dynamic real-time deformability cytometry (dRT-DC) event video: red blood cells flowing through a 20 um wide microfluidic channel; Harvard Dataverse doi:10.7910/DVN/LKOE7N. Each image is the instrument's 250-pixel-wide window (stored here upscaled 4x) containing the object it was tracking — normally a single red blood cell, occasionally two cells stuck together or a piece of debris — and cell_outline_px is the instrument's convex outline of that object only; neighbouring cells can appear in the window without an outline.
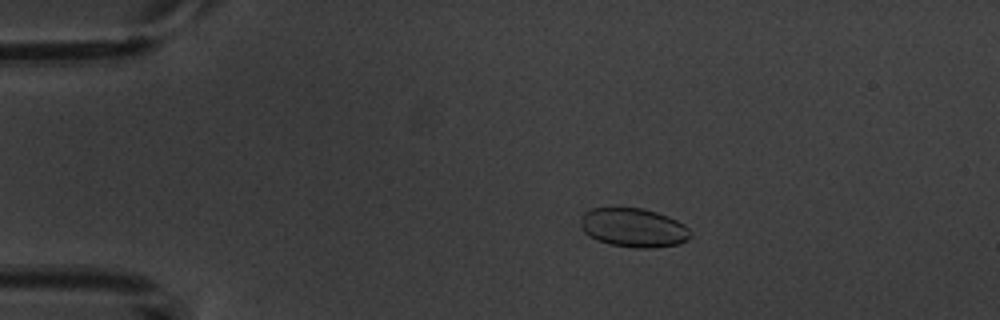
{"species": "common noctule bat (a hibernating species)", "species_latin": "Nyctalus noctula", "temperature_condition": "warm", "stored_images_in_passage": 9, "camera_frame_rate_fps": 3000, "um_per_image_px": 0.085, "animal": {"sex": "male", "body_mass_g": 20.1, "forearm_length_mm": 53.5}, "frame": {"image": 1, "passage_image": 3, "time_ms": 2.667, "image_size_px": [1000, 320], "cell_outline_px": [[692, 236], [688, 240], [680, 244], [652, 248], [636, 248], [608, 244], [596, 240], [588, 236], [580, 228], [580, 216], [588, 208], [644, 208], [668, 216], [684, 224], [692, 232]], "centroid_in_image_um": [53.83, 19.36], "position_along_channel_um": 31.2, "area_um2": 25.43}}
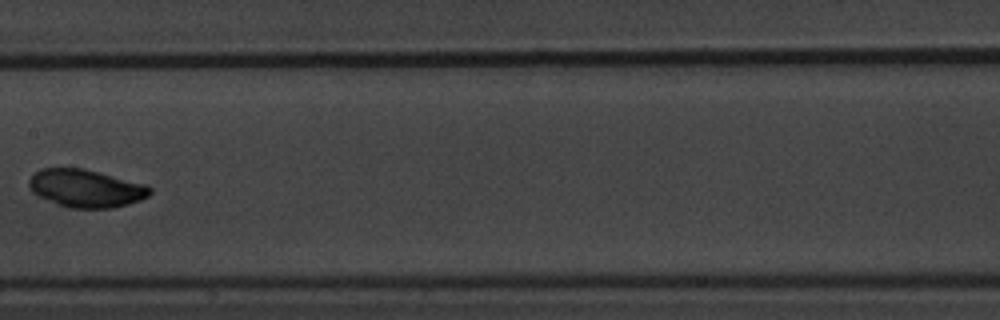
{"frame": {"image": 2, "passage_image": 8, "time_ms": 8.667, "image_size_px": [1000, 320], "cell_outline_px": [[152, 192], [148, 196], [140, 200], [128, 204], [112, 208], [68, 208], [56, 204], [32, 192], [28, 184], [28, 180], [40, 168], [84, 168], [148, 184], [152, 188]], "centroid_in_image_um": [7.34, 16.0], "position_along_channel_um": 200.1, "area_um2": 26.88}}
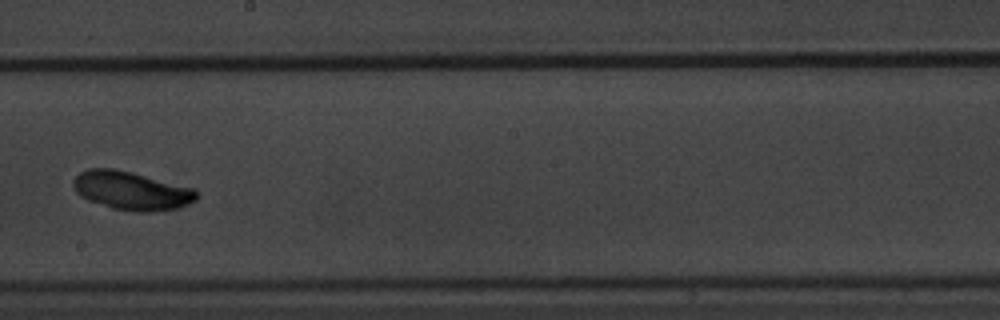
{"frame": {"image": 3, "passage_image": 9, "time_ms": 9.667, "image_size_px": [1000, 320], "cell_outline_px": [[200, 192], [196, 200], [188, 204], [176, 208], [152, 212], [132, 212], [112, 208], [88, 200], [80, 196], [72, 188], [72, 180], [80, 172], [88, 168], [112, 168], [132, 172], [192, 188]], "centroid_in_image_um": [11.14, 16.21], "position_along_channel_um": 237.1, "area_um2": 27.8}}